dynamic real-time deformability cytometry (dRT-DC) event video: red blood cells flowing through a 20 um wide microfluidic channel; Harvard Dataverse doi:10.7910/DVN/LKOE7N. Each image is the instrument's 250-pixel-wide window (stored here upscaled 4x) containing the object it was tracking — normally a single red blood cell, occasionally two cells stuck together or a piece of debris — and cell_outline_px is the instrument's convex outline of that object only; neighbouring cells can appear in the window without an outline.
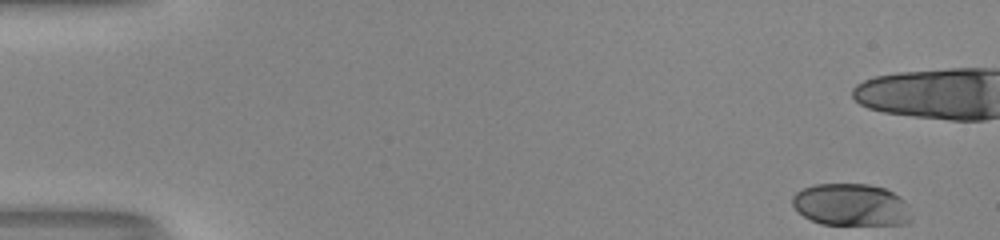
{"species": "human", "species_latin": "Homo sapiens", "temperature_condition": "room temperature", "stored_images_in_passage": 41, "camera_frame_rate_fps": 3000, "um_per_image_px": 0.085, "donor": {"sex": "male"}, "frame": {"image": 1, "passage_image": 1, "time_ms": 0.0, "image_size_px": [1000, 240], "cell_outline_px": [[912, 220], [908, 224], [820, 224], [804, 216], [792, 204], [792, 196], [796, 192], [804, 188], [816, 184], [868, 184], [884, 188], [900, 196], [908, 204]], "centroid_in_image_um": [72.38, 17.41], "position_along_channel_um": 12.6, "area_um2": 29.25}}
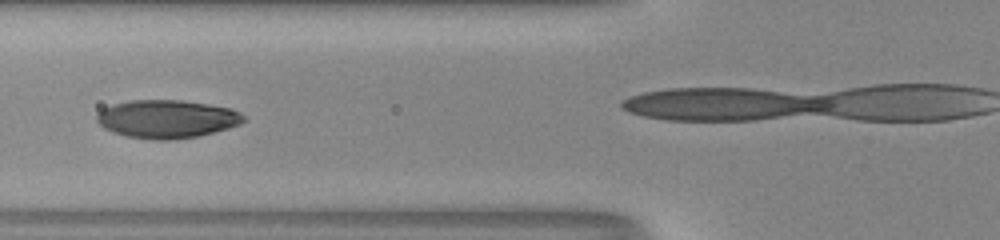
{"frame": {"image": 2, "passage_image": 20, "time_ms": 6.333, "image_size_px": [1000, 240], "cell_outline_px": [[248, 120], [240, 124], [228, 128], [200, 136], [168, 140], [152, 140], [128, 136], [112, 132], [104, 128], [96, 120], [96, 116], [104, 108], [112, 104], [132, 100], [180, 100], [208, 104], [232, 108], [240, 112]], "centroid_in_image_um": [14.22, 10.11], "position_along_channel_um": 111.6, "area_um2": 32.77}}
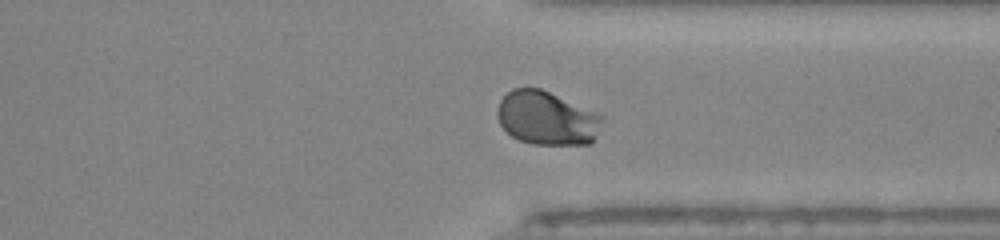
{"frame": {"image": 3, "passage_image": 39, "time_ms": 12.667, "image_size_px": [1000, 240], "cell_outline_px": [[600, 120], [592, 144], [532, 144], [520, 140], [512, 136], [500, 124], [496, 112], [500, 100], [512, 88], [540, 88], [596, 112], [600, 116]], "centroid_in_image_um": [46.42, 10.04], "position_along_channel_um": 365.0, "area_um2": 32.25}}